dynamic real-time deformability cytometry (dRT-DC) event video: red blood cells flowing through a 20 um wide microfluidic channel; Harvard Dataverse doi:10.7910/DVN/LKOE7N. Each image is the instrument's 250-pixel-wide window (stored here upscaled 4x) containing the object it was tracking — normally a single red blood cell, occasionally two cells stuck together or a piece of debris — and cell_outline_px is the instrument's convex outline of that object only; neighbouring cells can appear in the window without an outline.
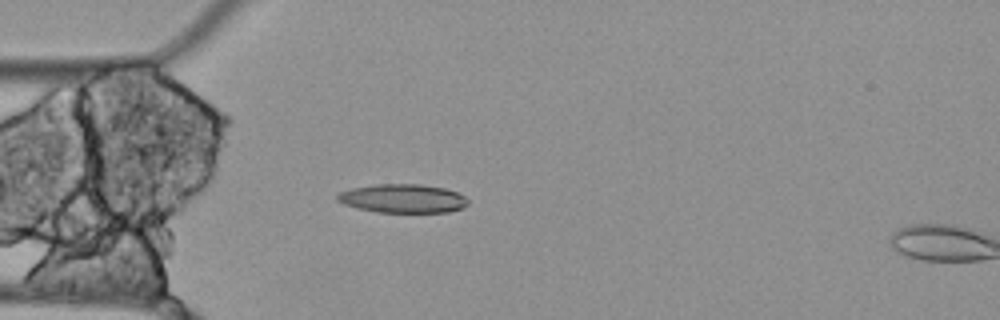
{"species": "Egyptian fruit bat (a non-hibernating species)", "species_latin": "Rousettus aegyptiacus", "temperature_condition": "cold", "stored_images_in_passage": 18, "camera_frame_rate_fps": 3000, "um_per_image_px": 0.085, "animal": {"sex": "female"}, "frame": {"image": 1, "passage_image": 16, "time_ms": 5.0, "image_size_px": [1000, 320], "cell_outline_px": [[468, 204], [464, 208], [448, 212], [380, 212], [360, 208], [344, 204], [336, 200], [336, 196], [340, 192], [352, 188], [376, 184], [420, 184], [444, 188], [456, 192], [464, 196], [468, 200]], "centroid_in_image_um": [34.26, 16.87], "position_along_channel_um": 50.7, "area_um2": 21.73}}